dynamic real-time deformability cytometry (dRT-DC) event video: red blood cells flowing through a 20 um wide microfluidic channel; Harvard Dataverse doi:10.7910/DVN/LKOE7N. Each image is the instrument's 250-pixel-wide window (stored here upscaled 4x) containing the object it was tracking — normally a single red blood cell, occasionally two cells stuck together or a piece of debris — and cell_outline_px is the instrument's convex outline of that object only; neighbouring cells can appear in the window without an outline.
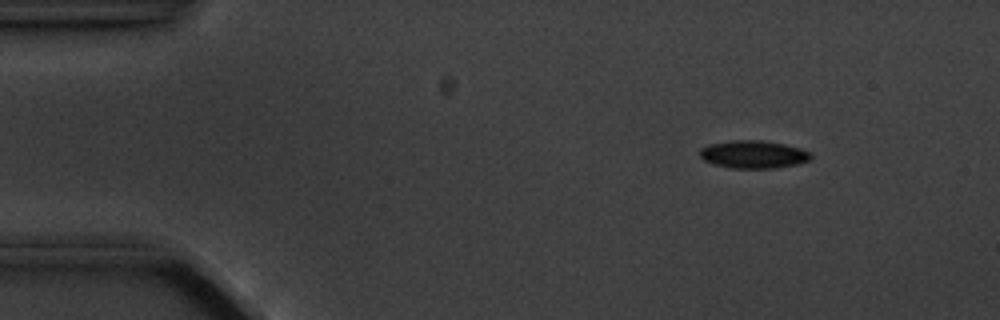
{"species": "common noctule bat (a hibernating species)", "species_latin": "Nyctalus noctula", "temperature_condition": "cold", "stored_images_in_passage": 8, "camera_frame_rate_fps": 3000, "um_per_image_px": 0.085, "animal": {"sex": "male", "body_mass_g": 20.1, "forearm_length_mm": 53.5}, "frame": {"image": 1, "passage_image": 2, "time_ms": 1.0, "image_size_px": [1000, 320], "cell_outline_px": [[812, 160], [796, 164], [772, 168], [732, 168], [712, 164], [704, 160], [700, 156], [700, 148], [708, 144], [728, 140], [764, 140], [784, 144], [800, 148], [812, 152]], "centroid_in_image_um": [64.04, 13.11], "position_along_channel_um": 21.0, "area_um2": 18.21}}
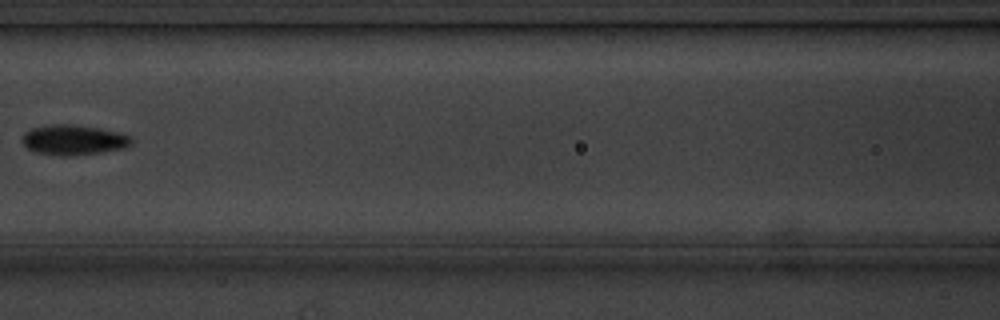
{"frame": {"image": 2, "passage_image": 7, "time_ms": 7.0, "image_size_px": [1000, 320], "cell_outline_px": [[132, 144], [124, 148], [100, 152], [68, 156], [60, 156], [36, 152], [28, 148], [20, 140], [24, 132], [32, 128], [48, 124], [72, 124], [100, 128], [120, 132], [128, 136], [132, 140]], "centroid_in_image_um": [6.22, 11.88], "position_along_channel_um": 160.4, "area_um2": 19.25}}